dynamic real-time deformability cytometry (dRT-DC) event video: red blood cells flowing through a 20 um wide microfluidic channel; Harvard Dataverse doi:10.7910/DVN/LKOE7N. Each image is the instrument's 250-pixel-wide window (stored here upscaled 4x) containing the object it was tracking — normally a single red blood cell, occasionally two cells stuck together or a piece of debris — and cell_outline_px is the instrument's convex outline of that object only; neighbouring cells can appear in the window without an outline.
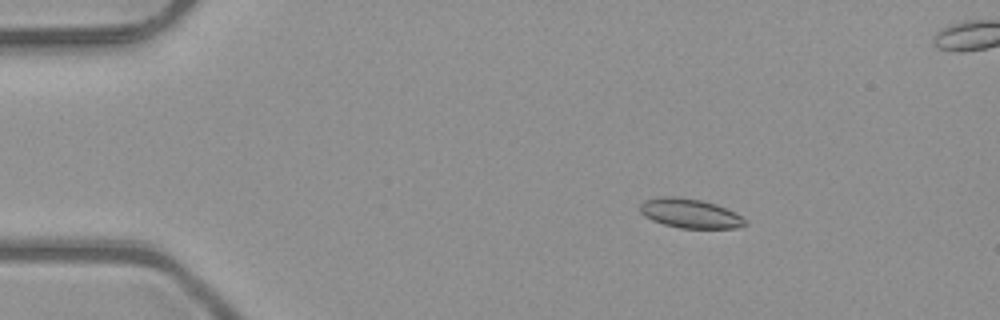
{"species": "common noctule bat (a hibernating species)", "species_latin": "Nyctalus noctula", "temperature_condition": "room temperature", "stored_images_in_passage": 4, "camera_frame_rate_fps": 3000, "um_per_image_px": 0.085, "animal": {"sex": "male", "body_mass_g": 23.1, "forearm_length_mm": 52.7}, "frame": {"image": 1, "passage_image": 1, "time_ms": 0.0, "image_size_px": [1000, 320], "cell_outline_px": [[748, 224], [736, 228], [680, 228], [664, 224], [652, 220], [644, 216], [640, 212], [640, 204], [644, 200], [660, 196], [676, 196], [700, 200], [716, 204], [736, 212]], "centroid_in_image_um": [58.63, 18.13], "position_along_channel_um": 26.4, "area_um2": 17.98}}